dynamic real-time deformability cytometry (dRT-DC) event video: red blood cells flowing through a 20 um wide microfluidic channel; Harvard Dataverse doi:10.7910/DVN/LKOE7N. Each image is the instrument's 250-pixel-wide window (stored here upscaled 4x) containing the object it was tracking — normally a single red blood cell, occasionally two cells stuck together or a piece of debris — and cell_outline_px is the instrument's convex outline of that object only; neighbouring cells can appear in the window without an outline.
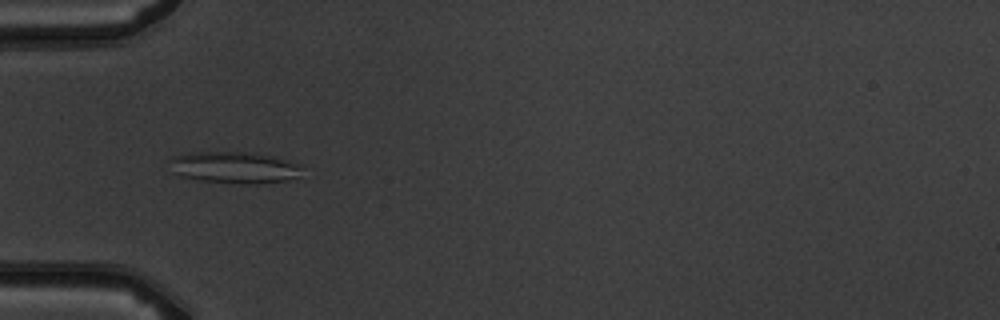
{"species": "common noctule bat (a hibernating species)", "species_latin": "Nyctalus noctula", "temperature_condition": "warm", "stored_images_in_passage": 4, "camera_frame_rate_fps": 3000, "um_per_image_px": 0.085, "animal": {"sex": "male", "body_mass_g": 19.5, "forearm_length_mm": 54.6}, "frame": {"image": 1, "passage_image": 2, "time_ms": 1.0, "image_size_px": [1000, 320], "cell_outline_px": [[304, 180], [256, 184], [240, 184], [196, 180], [180, 176], [172, 172], [168, 160], [172, 156], [196, 152], [252, 152], [276, 156], [300, 164]], "centroid_in_image_um": [20.03, 14.26], "position_along_channel_um": 65.0, "area_um2": 25.49}}
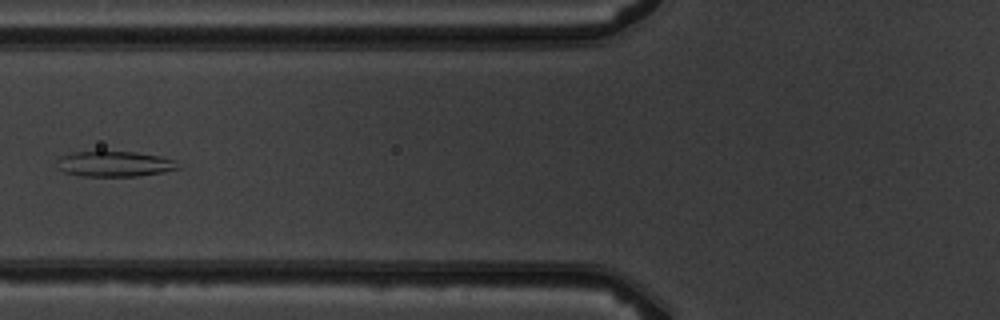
{"frame": {"image": 2, "passage_image": 3, "time_ms": 2.333, "image_size_px": [1000, 320], "cell_outline_px": [[180, 168], [164, 172], [136, 176], [80, 176], [64, 172], [56, 168], [60, 156], [72, 152], [136, 152], [160, 156], [172, 160]], "centroid_in_image_um": [9.69, 13.94], "position_along_channel_um": 116.1, "area_um2": 17.8}}